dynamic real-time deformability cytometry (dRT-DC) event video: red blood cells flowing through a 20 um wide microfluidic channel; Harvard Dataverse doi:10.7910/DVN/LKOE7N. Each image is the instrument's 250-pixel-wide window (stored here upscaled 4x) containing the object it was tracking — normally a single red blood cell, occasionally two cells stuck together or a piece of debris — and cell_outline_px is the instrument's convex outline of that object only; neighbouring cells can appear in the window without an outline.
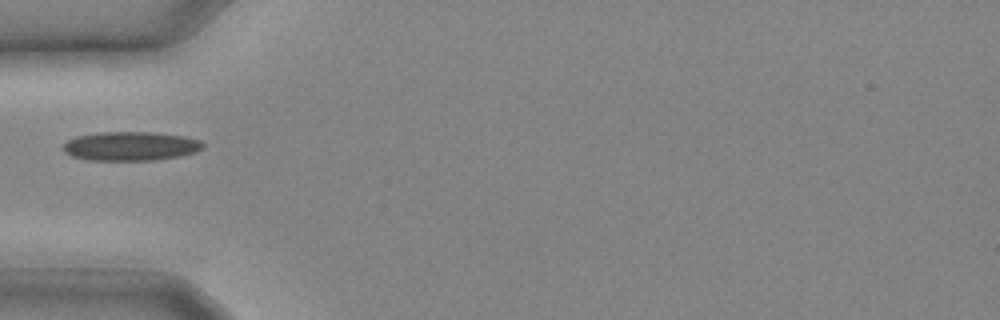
{"species": "common noctule bat (a hibernating species)", "species_latin": "Nyctalus noctula", "temperature_condition": "cold", "stored_images_in_passage": 2, "camera_frame_rate_fps": 3000, "um_per_image_px": 0.085, "animal": {"sex": "male", "body_mass_g": 20.4}, "frame": {"image": 1, "passage_image": 1, "time_ms": 0.0, "image_size_px": [1000, 320], "cell_outline_px": [[204, 148], [196, 152], [180, 156], [152, 160], [88, 160], [72, 156], [64, 152], [64, 144], [68, 140], [76, 136], [100, 132], [156, 132], [184, 136], [200, 140], [204, 144]], "centroid_in_image_um": [11.13, 12.42], "position_along_channel_um": 73.9, "area_um2": 23.7}}